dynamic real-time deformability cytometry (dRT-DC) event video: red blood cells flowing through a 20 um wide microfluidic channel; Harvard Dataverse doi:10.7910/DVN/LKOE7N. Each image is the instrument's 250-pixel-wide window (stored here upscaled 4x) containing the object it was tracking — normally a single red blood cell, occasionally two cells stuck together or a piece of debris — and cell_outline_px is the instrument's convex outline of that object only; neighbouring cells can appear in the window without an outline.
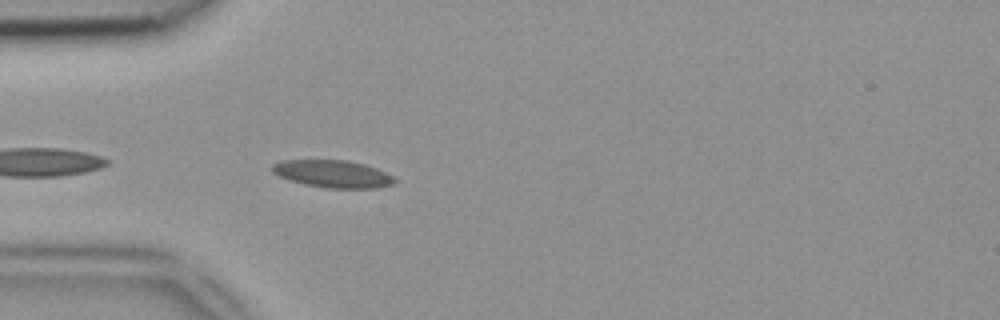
{"species": "common noctule bat (a hibernating species)", "species_latin": "Nyctalus noctula", "temperature_condition": "room temperature", "stored_images_in_passage": 9, "camera_frame_rate_fps": 3000, "um_per_image_px": 0.085, "animal": {"sex": "female", "body_mass_g": 18.4}, "frame": {"image": 1, "passage_image": 2, "time_ms": 0.333, "image_size_px": [1000, 320], "cell_outline_px": [[396, 184], [380, 188], [324, 188], [304, 184], [288, 180], [272, 172], [272, 164], [280, 160], [348, 160], [364, 164], [376, 168], [392, 176], [396, 180]], "centroid_in_image_um": [28.29, 14.78], "position_along_channel_um": 56.7, "area_um2": 19.71}}